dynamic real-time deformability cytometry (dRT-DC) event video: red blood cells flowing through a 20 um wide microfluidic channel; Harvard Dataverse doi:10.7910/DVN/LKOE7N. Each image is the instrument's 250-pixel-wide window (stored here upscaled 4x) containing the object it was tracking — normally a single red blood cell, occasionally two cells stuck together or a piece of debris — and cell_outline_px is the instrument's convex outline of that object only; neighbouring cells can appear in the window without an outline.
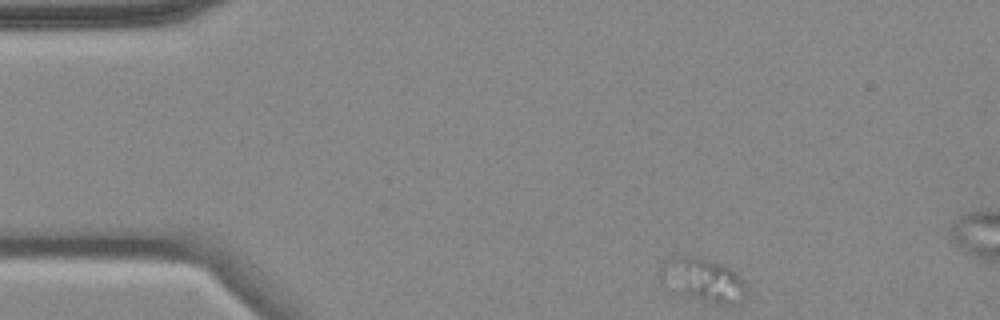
{"species": "common noctule bat (a hibernating species)", "species_latin": "Nyctalus noctula", "temperature_condition": "cold", "stored_images_in_passage": 3, "camera_frame_rate_fps": 3000, "um_per_image_px": 0.085, "animal": {"sex": "female", "body_mass_g": 18.4}, "frame": {"image": 1, "passage_image": 1, "time_ms": 0.0, "image_size_px": [1000, 320], "cell_outline_px": [[748, 288], [744, 296], [732, 304], [716, 304], [672, 296], [680, 260], [684, 256], [692, 256], [720, 264], [732, 268], [740, 276]], "centroid_in_image_um": [60.18, 23.97], "position_along_channel_um": 24.8, "area_um2": 18.96}}